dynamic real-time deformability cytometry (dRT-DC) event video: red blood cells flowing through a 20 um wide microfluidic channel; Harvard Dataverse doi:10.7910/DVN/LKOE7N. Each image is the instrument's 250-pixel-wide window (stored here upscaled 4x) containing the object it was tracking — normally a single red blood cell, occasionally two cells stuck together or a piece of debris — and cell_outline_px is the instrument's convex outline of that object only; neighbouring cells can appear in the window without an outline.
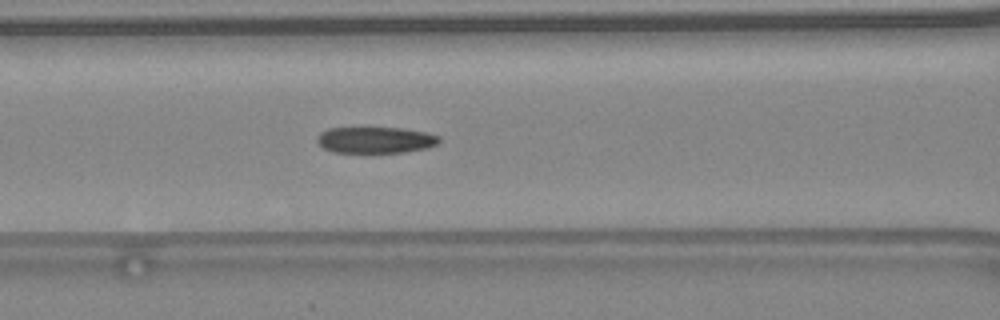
{"species": "common noctule bat (a hibernating species)", "species_latin": "Nyctalus noctula", "temperature_condition": "warm", "stored_images_in_passage": 44, "camera_frame_rate_fps": 3000, "um_per_image_px": 0.085, "animal": {"sex": "female", "body_mass_g": 24.6, "forearm_length_mm": 56.2}, "frame": {"image": 1, "passage_image": 19, "time_ms": 6.0, "image_size_px": [1000, 320], "cell_outline_px": [[440, 140], [436, 144], [428, 148], [404, 152], [332, 152], [324, 148], [316, 140], [316, 136], [320, 132], [328, 128], [364, 124], [404, 128], [428, 132], [440, 136]], "centroid_in_image_um": [31.88, 11.83], "position_along_channel_um": 134.7, "area_um2": 19.88}, "authors_computed_cell_mechanics": {"area_um2": 19.7098, "velocity_mm_per_s": 4.5764, "shape_relaxation_time_tau1_ms": null, "shape_relaxation_time_tau2_ms": 4.5083, "deformation_change_tau1": null, "deformation_change_tau2": 0.1198}}